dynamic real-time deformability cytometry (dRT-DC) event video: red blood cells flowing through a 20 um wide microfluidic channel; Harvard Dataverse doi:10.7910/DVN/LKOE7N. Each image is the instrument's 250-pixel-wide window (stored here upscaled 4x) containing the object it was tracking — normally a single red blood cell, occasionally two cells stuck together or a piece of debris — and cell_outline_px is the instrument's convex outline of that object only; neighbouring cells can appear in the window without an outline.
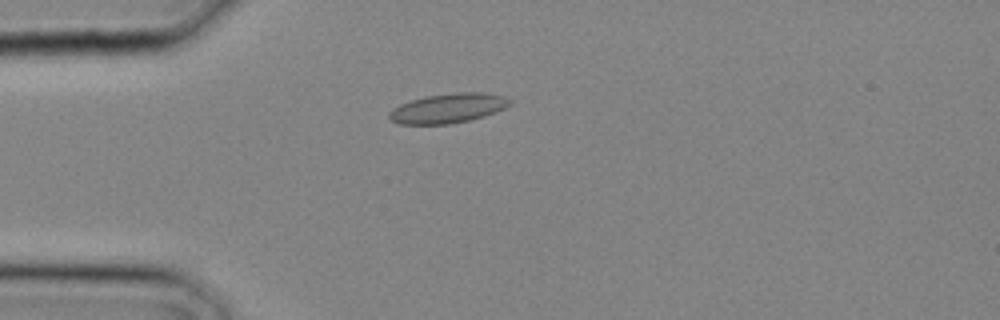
{"species": "common noctule bat (a hibernating species)", "species_latin": "Nyctalus noctula", "temperature_condition": "cold", "stored_images_in_passage": 1, "camera_frame_rate_fps": 3000, "um_per_image_px": 0.085, "animal": {"sex": "male", "body_mass_g": 20.4}, "frame": {"image": 1, "passage_image": 1, "time_ms": 0.0, "image_size_px": [1000, 320], "cell_outline_px": [[516, 100], [512, 104], [496, 112], [472, 120], [448, 124], [400, 124], [392, 120], [388, 116], [388, 112], [400, 104], [412, 100], [428, 96], [456, 92], [484, 92], [504, 96]], "centroid_in_image_um": [38.16, 9.19], "position_along_channel_um": 46.8, "area_um2": 20.92}}